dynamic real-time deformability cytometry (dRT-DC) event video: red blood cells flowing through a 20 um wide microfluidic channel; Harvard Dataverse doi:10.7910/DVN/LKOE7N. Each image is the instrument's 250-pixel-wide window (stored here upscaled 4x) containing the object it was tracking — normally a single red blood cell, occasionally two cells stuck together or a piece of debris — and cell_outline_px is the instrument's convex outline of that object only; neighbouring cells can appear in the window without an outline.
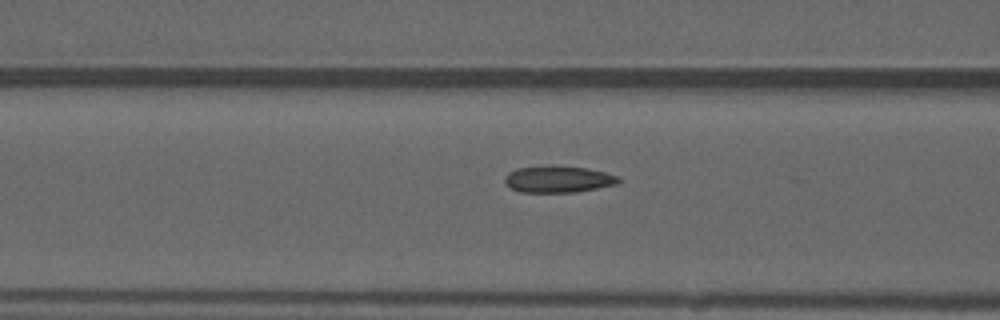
{"species": "common noctule bat (a hibernating species)", "species_latin": "Nyctalus noctula", "temperature_condition": "warm", "stored_images_in_passage": 11, "camera_frame_rate_fps": 3000, "um_per_image_px": 0.085, "animal": {"sex": "male", "forearm_length_mm": 52.5}, "frame": {"image": 1, "passage_image": 6, "time_ms": 1.667, "image_size_px": [1000, 320], "cell_outline_px": [[620, 180], [616, 184], [576, 192], [520, 192], [508, 188], [504, 184], [504, 176], [508, 172], [516, 168], [548, 164], [552, 164], [588, 168], [620, 176]], "centroid_in_image_um": [47.37, 15.21], "position_along_channel_um": 119.2, "area_um2": 18.21}}
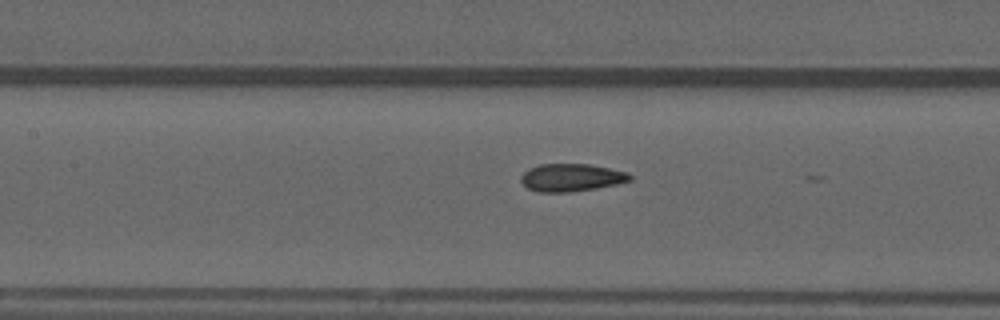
{"frame": {"image": 2, "passage_image": 9, "time_ms": 2.667, "image_size_px": [1000, 320], "cell_outline_px": [[632, 180], [616, 184], [596, 188], [568, 192], [536, 192], [528, 188], [520, 180], [520, 176], [528, 168], [540, 164], [588, 164], [628, 172], [632, 176]], "centroid_in_image_um": [48.54, 15.09], "position_along_channel_um": 158.9, "area_um2": 17.57}}